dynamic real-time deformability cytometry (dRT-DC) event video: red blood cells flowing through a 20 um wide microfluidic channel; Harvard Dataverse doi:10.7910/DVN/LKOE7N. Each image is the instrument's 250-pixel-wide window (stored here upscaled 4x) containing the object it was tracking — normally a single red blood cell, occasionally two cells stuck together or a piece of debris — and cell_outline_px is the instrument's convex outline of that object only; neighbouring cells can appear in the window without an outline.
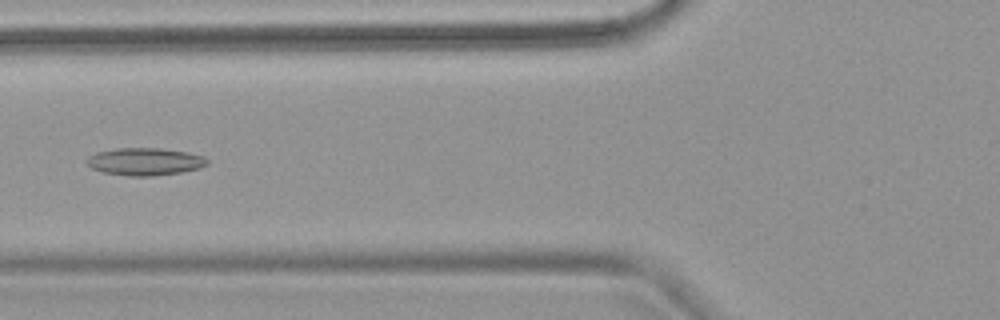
{"species": "common noctule bat (a hibernating species)", "species_latin": "Nyctalus noctula", "temperature_condition": "warm", "stored_images_in_passage": 3, "camera_frame_rate_fps": 3000, "um_per_image_px": 0.085, "animal": {"sex": "female", "body_mass_g": 18.4}, "frame": {"image": 1, "passage_image": 3, "time_ms": 2.333, "image_size_px": [1000, 320], "cell_outline_px": [[208, 164], [200, 168], [180, 172], [152, 176], [128, 176], [100, 172], [92, 168], [84, 160], [88, 156], [96, 152], [116, 148], [160, 148], [188, 152], [204, 156], [208, 160]], "centroid_in_image_um": [12.29, 13.73], "position_along_channel_um": 113.5, "area_um2": 19.48}}